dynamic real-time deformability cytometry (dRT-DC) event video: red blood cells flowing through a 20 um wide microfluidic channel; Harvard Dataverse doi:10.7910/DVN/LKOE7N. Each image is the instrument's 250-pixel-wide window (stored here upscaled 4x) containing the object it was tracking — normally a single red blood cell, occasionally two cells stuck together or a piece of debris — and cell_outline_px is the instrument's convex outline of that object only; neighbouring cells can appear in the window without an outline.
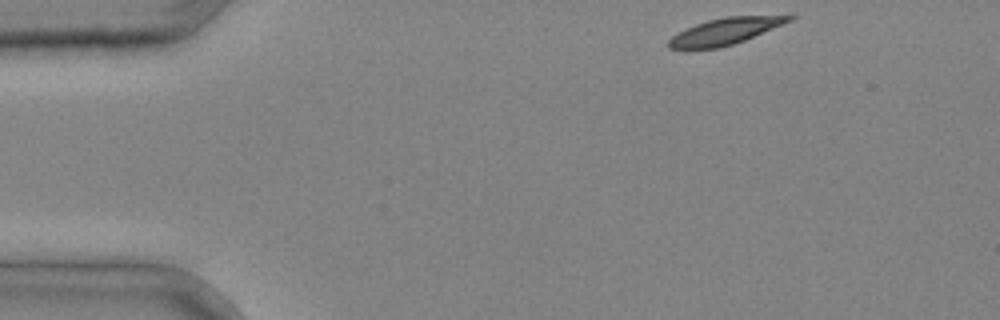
{"species": "common noctule bat (a hibernating species)", "species_latin": "Nyctalus noctula", "temperature_condition": "cold", "stored_images_in_passage": 4, "camera_frame_rate_fps": 3000, "um_per_image_px": 0.085, "animal": {"sex": "male", "body_mass_g": 20.4}, "frame": {"image": 1, "passage_image": 1, "time_ms": 0.0, "image_size_px": [1000, 320], "cell_outline_px": [[796, 16], [792, 20], [744, 40], [720, 48], [668, 48], [668, 40], [672, 36], [696, 24], [708, 20], [724, 16], [792, 12]], "centroid_in_image_um": [61.82, 2.58], "position_along_channel_um": 23.2, "area_um2": 19.02}}
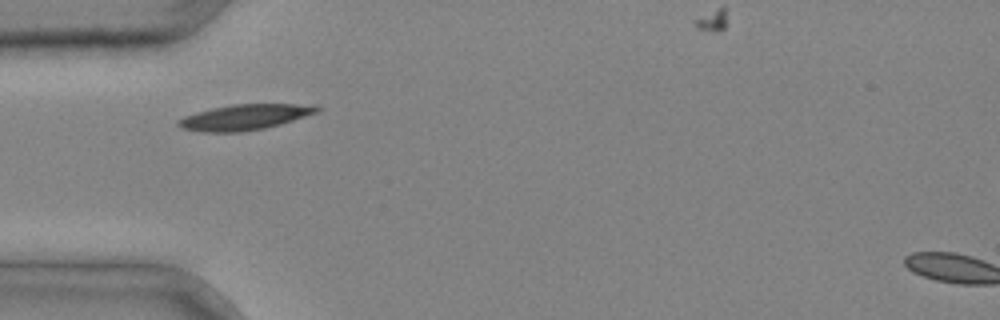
{"frame": {"image": 2, "passage_image": 3, "time_ms": 0.667, "image_size_px": [1000, 320], "cell_outline_px": [[324, 108], [320, 112], [280, 124], [264, 128], [240, 132], [200, 132], [180, 128], [176, 124], [176, 120], [184, 116], [196, 112], [212, 108], [232, 104], [312, 104]], "centroid_in_image_um": [20.81, 9.95], "position_along_channel_um": 64.2, "area_um2": 20.92}}